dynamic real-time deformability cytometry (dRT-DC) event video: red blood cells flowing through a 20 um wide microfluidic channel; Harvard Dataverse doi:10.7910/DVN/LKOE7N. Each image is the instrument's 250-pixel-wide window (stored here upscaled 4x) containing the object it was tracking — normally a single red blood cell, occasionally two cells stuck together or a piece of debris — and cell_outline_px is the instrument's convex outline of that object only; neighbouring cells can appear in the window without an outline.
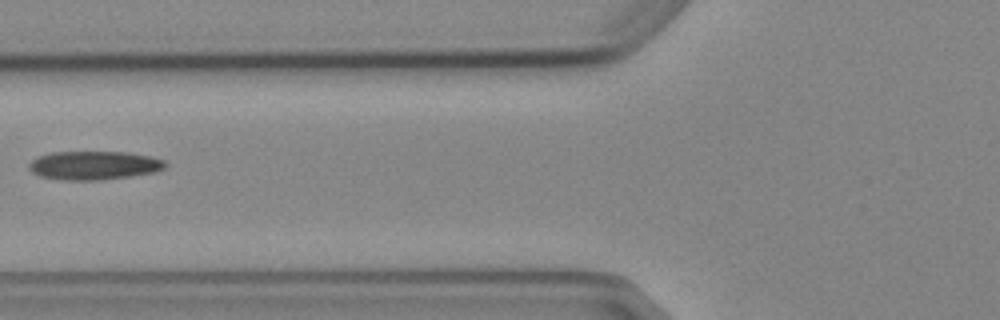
{"species": "Egyptian fruit bat (a non-hibernating species)", "species_latin": "Rousettus aegyptiacus", "temperature_condition": "cold", "stored_images_in_passage": 3, "camera_frame_rate_fps": 3000, "um_per_image_px": 0.085, "animal": {"sex": "female"}, "frame": {"image": 1, "passage_image": 2, "time_ms": 1.333, "image_size_px": [1000, 320], "cell_outline_px": [[168, 164], [164, 168], [152, 172], [128, 176], [100, 180], [64, 180], [40, 176], [32, 172], [28, 168], [28, 164], [36, 156], [52, 152], [128, 152], [152, 156], [164, 160]], "centroid_in_image_um": [7.96, 14.04], "position_along_channel_um": 117.8, "area_um2": 22.77}}
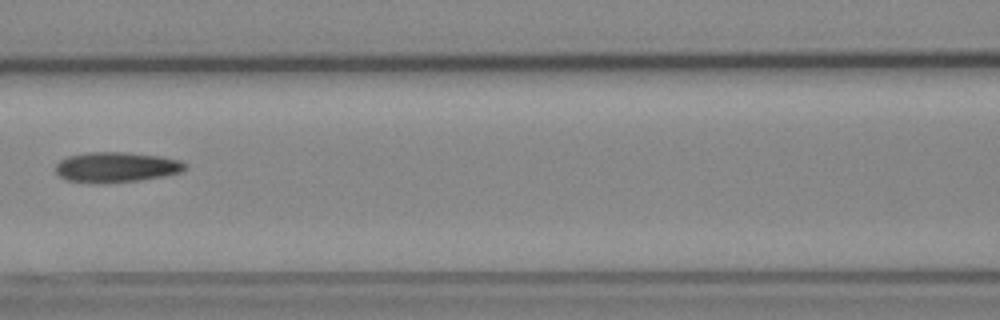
{"frame": {"image": 2, "passage_image": 3, "time_ms": 2.333, "image_size_px": [1000, 320], "cell_outline_px": [[184, 168], [180, 172], [164, 176], [140, 180], [104, 184], [68, 180], [60, 176], [56, 172], [56, 164], [60, 160], [68, 156], [88, 152], [124, 152], [160, 156], [180, 160], [184, 164]], "centroid_in_image_um": [9.85, 14.21], "position_along_channel_um": 156.7, "area_um2": 22.72}}